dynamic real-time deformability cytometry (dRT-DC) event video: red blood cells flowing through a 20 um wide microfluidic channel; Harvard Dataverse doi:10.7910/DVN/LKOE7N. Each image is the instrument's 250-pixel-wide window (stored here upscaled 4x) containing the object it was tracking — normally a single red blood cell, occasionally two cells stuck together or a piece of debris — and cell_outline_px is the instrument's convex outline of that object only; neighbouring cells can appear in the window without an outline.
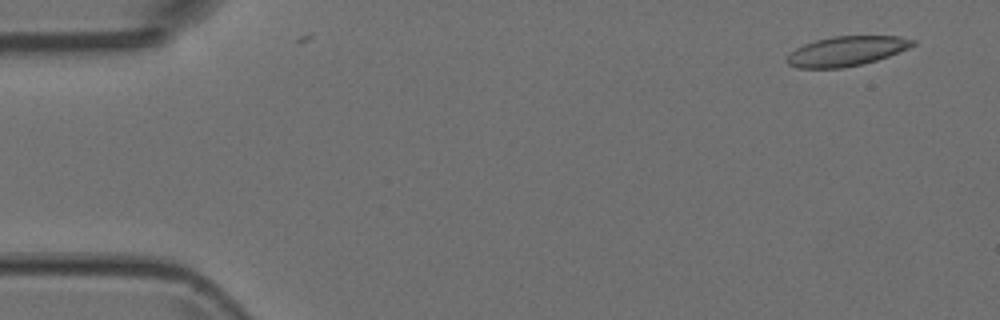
{"species": "Egyptian fruit bat (a non-hibernating species)", "species_latin": "Rousettus aegyptiacus", "temperature_condition": "room temperature", "stored_images_in_passage": 2, "camera_frame_rate_fps": 3000, "um_per_image_px": 0.085, "animal": {"sex": "female"}, "frame": {"image": 1, "passage_image": 1, "time_ms": 0.0, "image_size_px": [1000, 320], "cell_outline_px": [[916, 44], [908, 48], [888, 56], [876, 60], [844, 68], [796, 68], [788, 64], [784, 60], [796, 48], [804, 44], [816, 40], [832, 36], [900, 36], [916, 40]], "centroid_in_image_um": [71.94, 4.34], "position_along_channel_um": 13.1, "area_um2": 21.73}}